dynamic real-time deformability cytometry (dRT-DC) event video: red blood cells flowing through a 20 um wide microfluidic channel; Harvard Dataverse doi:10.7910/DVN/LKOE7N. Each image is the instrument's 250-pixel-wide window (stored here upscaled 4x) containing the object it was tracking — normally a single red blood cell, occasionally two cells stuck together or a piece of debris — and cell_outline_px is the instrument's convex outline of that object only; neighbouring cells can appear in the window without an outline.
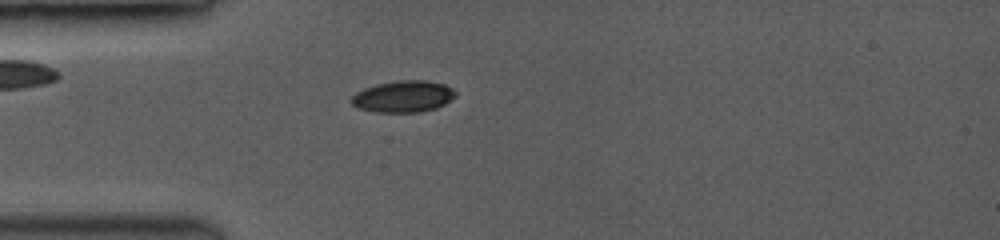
{"species": "common noctule bat (a hibernating species)", "species_latin": "Nyctalus noctula", "temperature_condition": "room temperature", "stored_images_in_passage": 41, "camera_frame_rate_fps": 3500, "um_per_image_px": 0.085, "animal": {"sex": "female", "body_mass_g": 19.0, "forearm_length_mm": 53.3}, "frame": {"image": 1, "passage_image": 2, "time_ms": 0.286, "image_size_px": [1000, 240], "cell_outline_px": [[456, 92], [444, 104], [436, 108], [420, 112], [376, 112], [360, 108], [352, 104], [348, 100], [356, 92], [364, 88], [376, 84], [400, 80], [424, 80], [444, 84], [452, 88]], "centroid_in_image_um": [34.23, 8.2], "position_along_channel_um": 50.8, "area_um2": 19.02}}
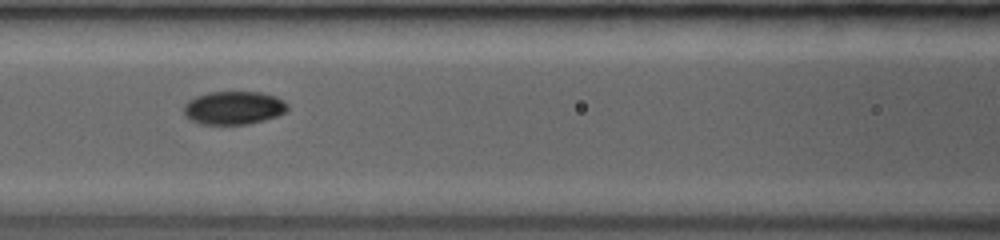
{"frame": {"image": 2, "passage_image": 11, "time_ms": 2.857, "image_size_px": [1000, 240], "cell_outline_px": [[288, 108], [284, 112], [276, 116], [248, 124], [200, 124], [192, 120], [184, 112], [184, 104], [188, 100], [196, 96], [212, 92], [260, 92], [272, 96], [280, 100]], "centroid_in_image_um": [19.81, 9.17], "position_along_channel_um": 146.8, "area_um2": 19.59}}
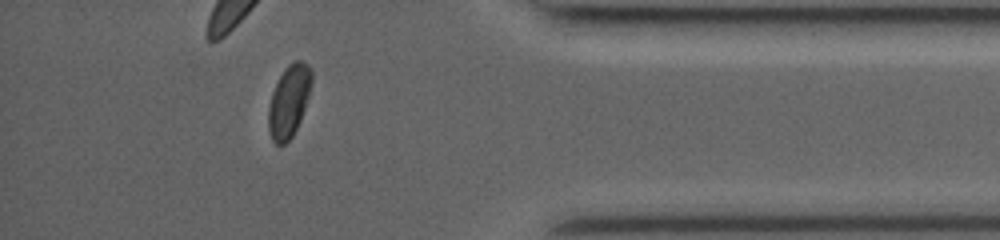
{"frame": {"image": 3, "passage_image": 35, "time_ms": 9.714, "image_size_px": [1000, 240], "cell_outline_px": [[312, 80], [308, 96], [300, 120], [292, 136], [284, 144], [276, 144], [272, 140], [268, 128], [268, 108], [272, 92], [284, 68], [292, 60], [300, 60], [308, 64], [312, 68]], "centroid_in_image_um": [24.56, 8.55], "position_along_channel_um": 410.6, "area_um2": 18.09}, "authors_computed_cell_mechanics": {"area_um2": 19.2474, "velocity_mm_per_s": 4.0802, "shape_relaxation_time_tau1_ms": 4.1071, "shape_relaxation_time_tau2_ms": 0.9972, "deformation_change_tau1": 0.1162, "deformation_change_tau2": 0.0298}}